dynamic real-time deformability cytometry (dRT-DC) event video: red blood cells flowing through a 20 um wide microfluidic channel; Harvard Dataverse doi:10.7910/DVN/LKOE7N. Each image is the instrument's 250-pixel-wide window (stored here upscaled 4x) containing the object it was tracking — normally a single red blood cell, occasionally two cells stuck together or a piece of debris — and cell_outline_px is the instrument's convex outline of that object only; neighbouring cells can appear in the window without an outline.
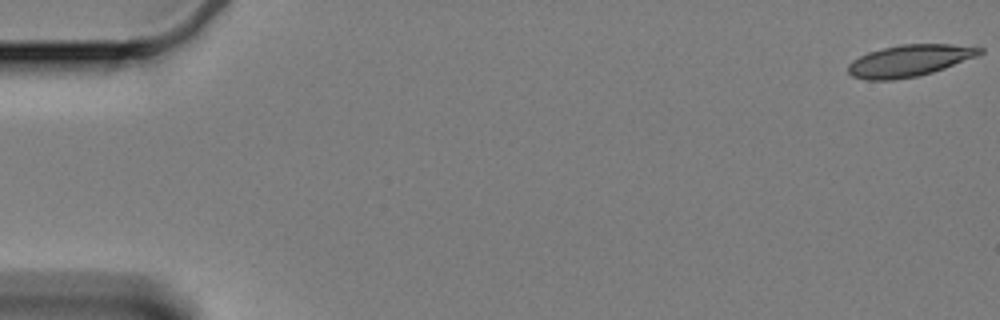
{"species": "Egyptian fruit bat (a non-hibernating species)", "species_latin": "Rousettus aegyptiacus", "temperature_condition": "cold", "stored_images_in_passage": 61, "camera_frame_rate_fps": 3000, "um_per_image_px": 0.085, "animal": {"sex": "female"}, "frame": {"image": 1, "passage_image": 1, "time_ms": 0.0, "image_size_px": [1000, 320], "cell_outline_px": [[984, 52], [976, 56], [944, 68], [932, 72], [916, 76], [892, 80], [864, 80], [852, 76], [848, 72], [848, 64], [852, 60], [868, 52], [900, 44], [952, 44], [984, 48]], "centroid_in_image_um": [77.27, 5.15], "position_along_channel_um": 7.7, "area_um2": 24.16}}
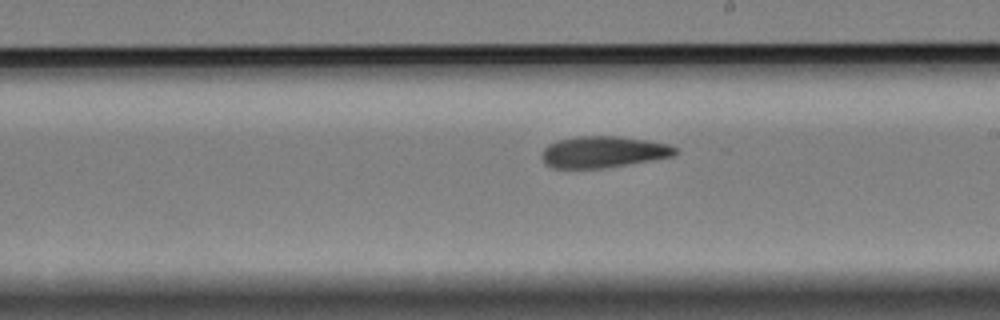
{"frame": {"image": 2, "passage_image": 35, "time_ms": 11.333, "image_size_px": [1000, 320], "cell_outline_px": [[676, 152], [672, 156], [604, 168], [552, 168], [544, 164], [540, 156], [544, 148], [548, 144], [560, 140], [576, 136], [620, 136], [648, 140], [668, 144], [676, 148]], "centroid_in_image_um": [51.22, 12.91], "position_along_channel_um": 237.8, "area_um2": 24.39}}
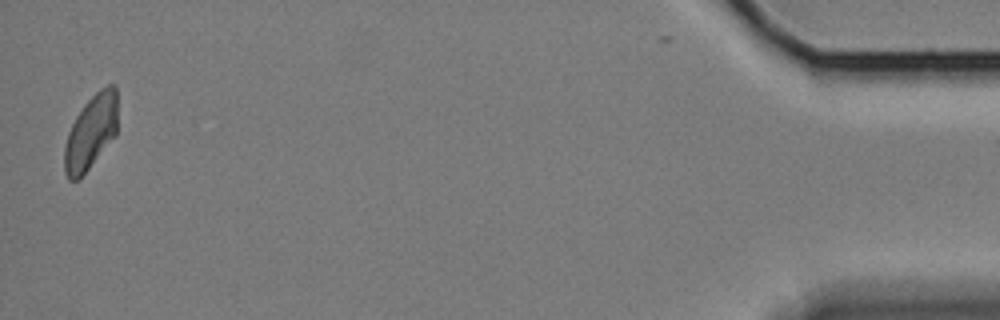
{"frame": {"image": 3, "passage_image": 60, "time_ms": 19.667, "image_size_px": [1000, 320], "cell_outline_px": [[116, 136], [88, 168], [76, 180], [68, 180], [64, 172], [64, 148], [68, 132], [76, 116], [84, 104], [100, 88], [108, 84], [116, 84]], "centroid_in_image_um": [7.72, 11.22], "position_along_channel_um": 427.5, "area_um2": 22.83}}